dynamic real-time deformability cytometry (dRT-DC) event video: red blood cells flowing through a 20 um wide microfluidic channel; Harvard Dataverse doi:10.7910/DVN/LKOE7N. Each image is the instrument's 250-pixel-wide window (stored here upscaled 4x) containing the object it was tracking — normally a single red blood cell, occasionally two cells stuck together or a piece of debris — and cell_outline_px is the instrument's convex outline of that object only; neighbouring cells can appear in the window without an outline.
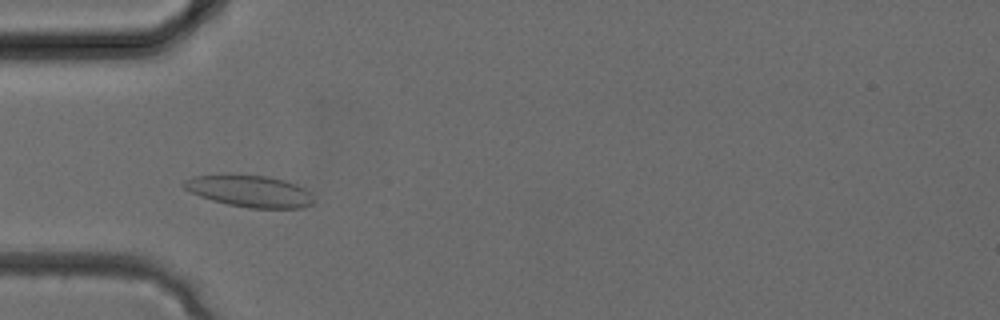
{"species": "common noctule bat (a hibernating species)", "species_latin": "Nyctalus noctula", "temperature_condition": "cold", "stored_images_in_passage": 30, "camera_frame_rate_fps": 3000, "um_per_image_px": 0.085, "animal": {"sex": "female", "body_mass_g": 24.6, "forearm_length_mm": 56.2}, "frame": {"image": 1, "passage_image": 7, "time_ms": 2.0, "image_size_px": [1000, 320], "cell_outline_px": [[316, 200], [312, 204], [304, 208], [248, 208], [228, 204], [212, 200], [200, 196], [184, 188], [180, 184], [184, 180], [196, 176], [268, 176], [284, 180], [296, 184], [304, 188]], "centroid_in_image_um": [21.27, 16.27], "position_along_channel_um": 63.7, "area_um2": 23.58}}
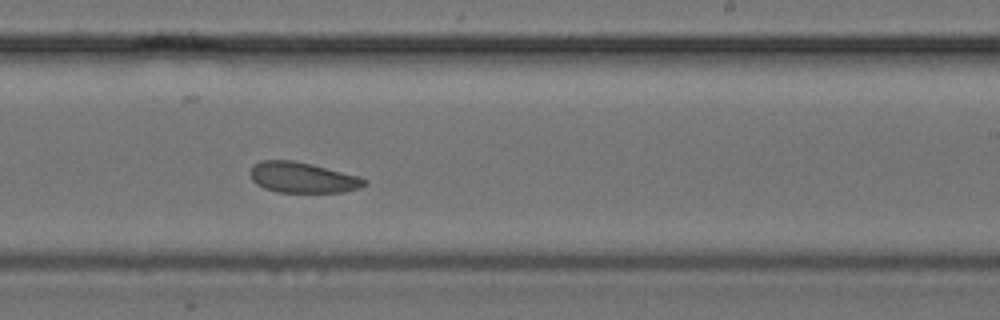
{"frame": {"image": 2, "passage_image": 17, "time_ms": 5.333, "image_size_px": [1000, 320], "cell_outline_px": [[368, 184], [360, 188], [344, 192], [276, 192], [264, 188], [256, 184], [252, 180], [252, 164], [260, 160], [292, 160], [312, 164], [360, 176], [368, 180]], "centroid_in_image_um": [25.76, 15.09], "position_along_channel_um": 263.2, "area_um2": 20.52}}
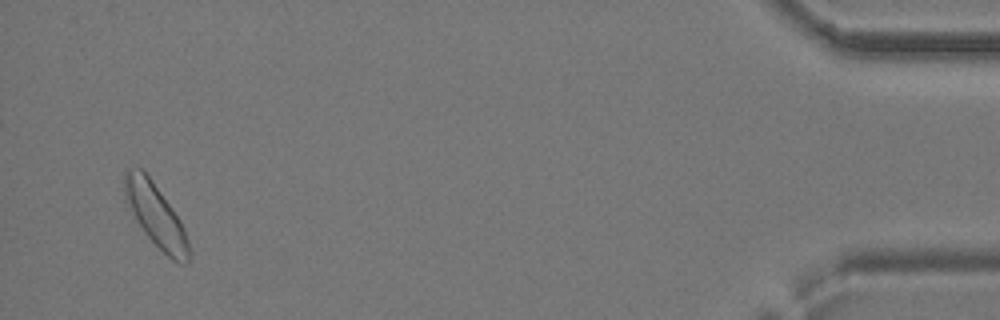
{"frame": {"image": 3, "passage_image": 29, "time_ms": 9.333, "image_size_px": [1000, 320], "cell_outline_px": [[192, 252], [188, 264], [180, 264], [172, 260], [144, 232], [136, 220], [124, 200], [124, 168], [140, 168], [152, 180], [172, 208], [180, 220], [184, 228]], "centroid_in_image_um": [13.25, 18.32], "position_along_channel_um": 422.0, "area_um2": 23.64}}